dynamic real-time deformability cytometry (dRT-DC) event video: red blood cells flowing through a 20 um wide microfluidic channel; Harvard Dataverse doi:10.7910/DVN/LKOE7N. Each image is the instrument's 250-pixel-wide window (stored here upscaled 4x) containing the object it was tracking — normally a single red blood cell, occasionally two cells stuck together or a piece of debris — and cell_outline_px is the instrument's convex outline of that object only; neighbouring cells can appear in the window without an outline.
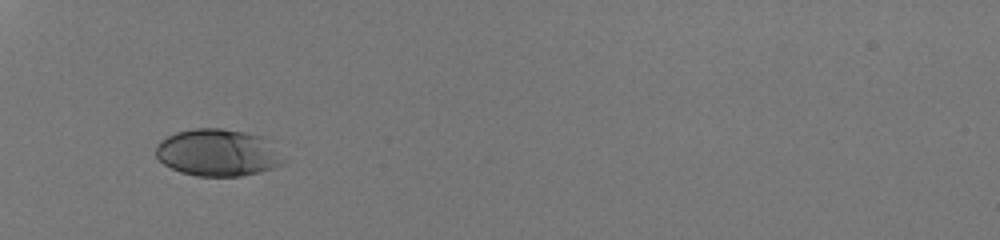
{"species": "human", "species_latin": "Homo sapiens", "temperature_condition": "room temperature", "stored_images_in_passage": 33, "camera_frame_rate_fps": 3000, "um_per_image_px": 0.085, "donor": {"sex": "male"}, "frame": {"image": 1, "passage_image": 1, "time_ms": 0.0, "image_size_px": [1000, 240], "cell_outline_px": [[284, 164], [276, 168], [260, 172], [240, 176], [196, 176], [180, 172], [164, 164], [156, 156], [156, 144], [160, 140], [176, 132], [196, 128], [220, 128], [244, 132], [264, 136]], "centroid_in_image_um": [18.46, 12.98], "position_along_channel_um": 66.5, "area_um2": 34.74}}
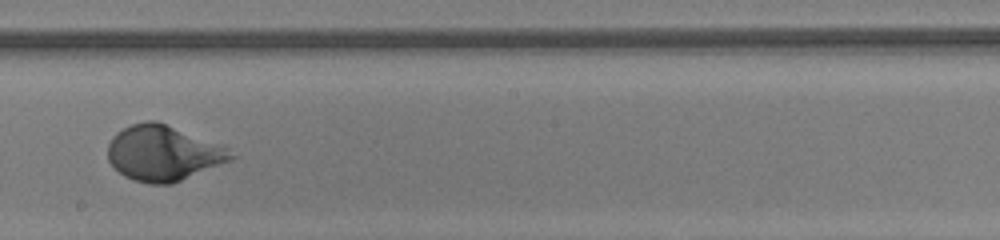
{"frame": {"image": 2, "passage_image": 15, "time_ms": 4.667, "image_size_px": [1000, 240], "cell_outline_px": [[236, 156], [232, 160], [172, 184], [152, 184], [136, 180], [124, 176], [108, 160], [108, 144], [112, 136], [116, 132], [132, 124], [148, 120], [156, 120], [228, 148]], "centroid_in_image_um": [13.86, 13.02], "position_along_channel_um": 234.3, "area_um2": 39.36}}
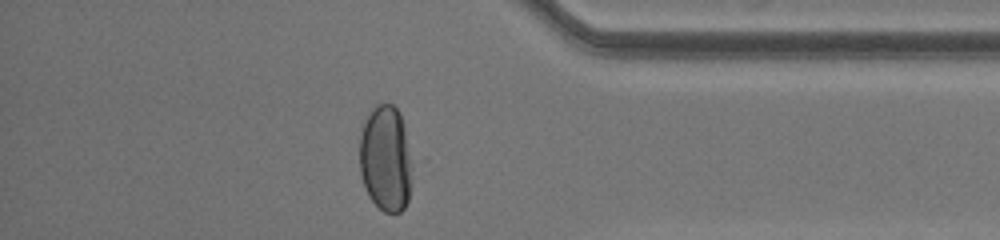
{"frame": {"image": 3, "passage_image": 28, "time_ms": 9.0, "image_size_px": [1000, 240], "cell_outline_px": [[412, 160], [408, 200], [404, 208], [400, 212], [384, 212], [368, 196], [360, 172], [360, 132], [364, 116], [376, 104], [392, 104], [400, 112], [404, 124]], "centroid_in_image_um": [32.77, 13.43], "position_along_channel_um": 402.4, "area_um2": 32.89}}